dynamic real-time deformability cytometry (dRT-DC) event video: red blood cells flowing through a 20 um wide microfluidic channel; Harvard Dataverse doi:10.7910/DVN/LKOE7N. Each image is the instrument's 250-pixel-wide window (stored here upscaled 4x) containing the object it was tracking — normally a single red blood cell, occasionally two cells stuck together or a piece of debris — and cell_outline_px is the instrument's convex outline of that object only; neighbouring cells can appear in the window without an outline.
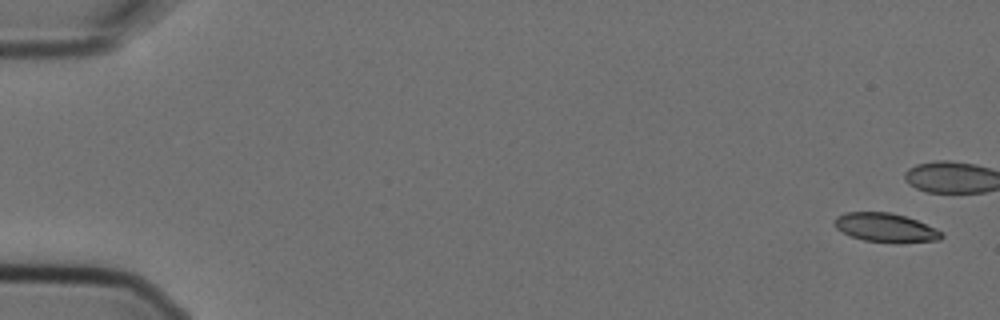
{"species": "Egyptian fruit bat (a non-hibernating species)", "species_latin": "Rousettus aegyptiacus", "temperature_condition": "cold", "stored_images_in_passage": 7, "camera_frame_rate_fps": 3000, "um_per_image_px": 0.085, "animal": {"sex": "female"}, "frame": {"image": 1, "passage_image": 1, "time_ms": 0.0, "image_size_px": [1000, 320], "cell_outline_px": [[944, 236], [940, 240], [864, 240], [852, 236], [836, 228], [832, 224], [836, 216], [844, 212], [892, 212], [916, 220], [936, 228], [944, 232]], "centroid_in_image_um": [75.23, 19.29], "position_along_channel_um": 9.8, "area_um2": 17.28}}
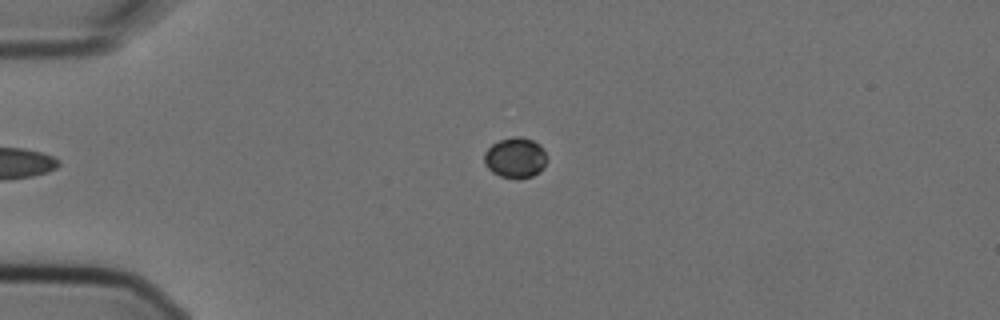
{"frame": {"image": 2, "passage_image": 7, "time_ms": 2.0, "image_size_px": [1000, 320], "cell_outline_px": [[548, 160], [544, 168], [540, 172], [532, 176], [500, 176], [492, 172], [484, 164], [484, 152], [492, 144], [500, 140], [512, 136], [520, 136], [532, 140], [540, 144], [544, 148], [548, 156]], "centroid_in_image_um": [43.84, 13.36], "position_along_channel_um": 41.2, "area_um2": 14.8}}